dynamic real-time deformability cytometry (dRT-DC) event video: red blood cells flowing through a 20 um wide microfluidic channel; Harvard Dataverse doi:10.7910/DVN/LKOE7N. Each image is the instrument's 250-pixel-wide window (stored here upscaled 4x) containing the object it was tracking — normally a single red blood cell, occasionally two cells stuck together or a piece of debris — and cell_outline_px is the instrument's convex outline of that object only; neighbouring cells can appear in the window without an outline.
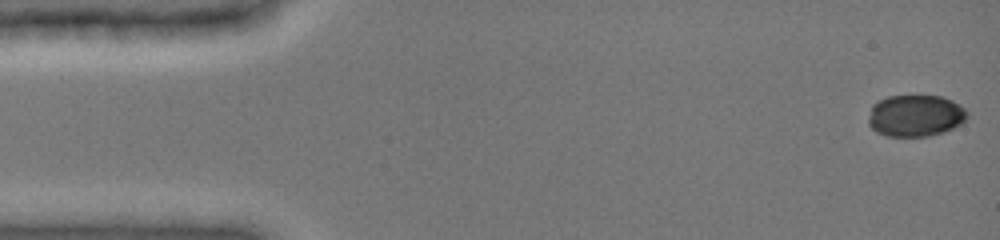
{"species": "common noctule bat (a hibernating species)", "species_latin": "Nyctalus noctula", "temperature_condition": "cold", "stored_images_in_passage": 48, "camera_frame_rate_fps": 3000, "um_per_image_px": 0.085, "animal": {"sex": "female", "body_mass_g": 19.0, "forearm_length_mm": 51.5}, "frame": {"image": 1, "passage_image": 1, "time_ms": 0.0, "image_size_px": [1000, 240], "cell_outline_px": [[968, 116], [960, 124], [944, 132], [928, 136], [888, 136], [876, 132], [868, 124], [868, 120], [872, 104], [888, 96], [940, 96], [952, 100], [964, 108], [968, 112]], "centroid_in_image_um": [77.8, 9.83], "position_along_channel_um": 7.2, "area_um2": 23.99}}
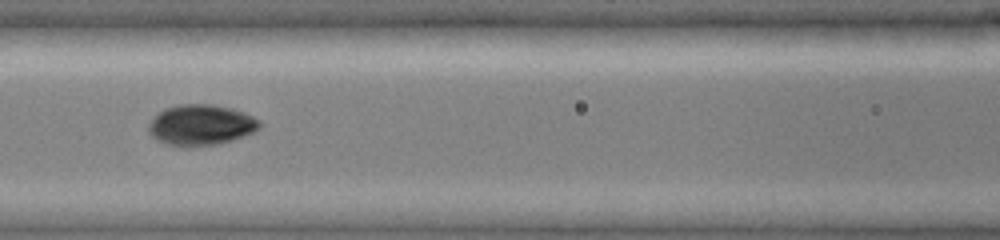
{"frame": {"image": 2, "passage_image": 21, "time_ms": 6.667, "image_size_px": [1000, 240], "cell_outline_px": [[260, 128], [256, 132], [232, 140], [216, 144], [188, 148], [168, 144], [156, 140], [148, 132], [148, 124], [164, 108], [180, 104], [212, 104], [232, 108], [244, 112], [260, 120]], "centroid_in_image_um": [17.09, 10.63], "position_along_channel_um": 149.5, "area_um2": 26.59}}
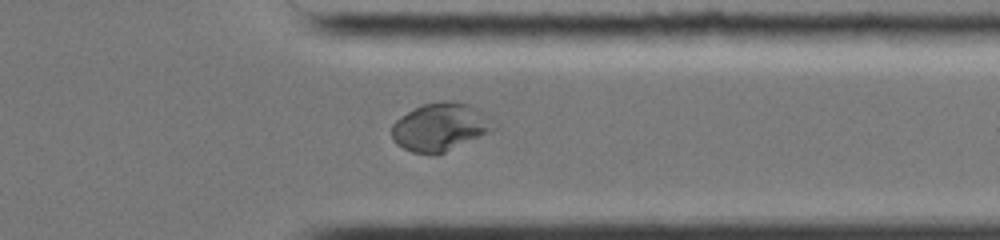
{"frame": {"image": 3, "passage_image": 38, "time_ms": 12.333, "image_size_px": [1000, 240], "cell_outline_px": [[496, 128], [480, 136], [436, 156], [412, 152], [396, 144], [392, 140], [392, 124], [400, 116], [424, 104], [444, 100], [452, 100], [468, 104]], "centroid_in_image_um": [37.3, 10.82], "position_along_channel_um": 374.1, "area_um2": 27.8}}